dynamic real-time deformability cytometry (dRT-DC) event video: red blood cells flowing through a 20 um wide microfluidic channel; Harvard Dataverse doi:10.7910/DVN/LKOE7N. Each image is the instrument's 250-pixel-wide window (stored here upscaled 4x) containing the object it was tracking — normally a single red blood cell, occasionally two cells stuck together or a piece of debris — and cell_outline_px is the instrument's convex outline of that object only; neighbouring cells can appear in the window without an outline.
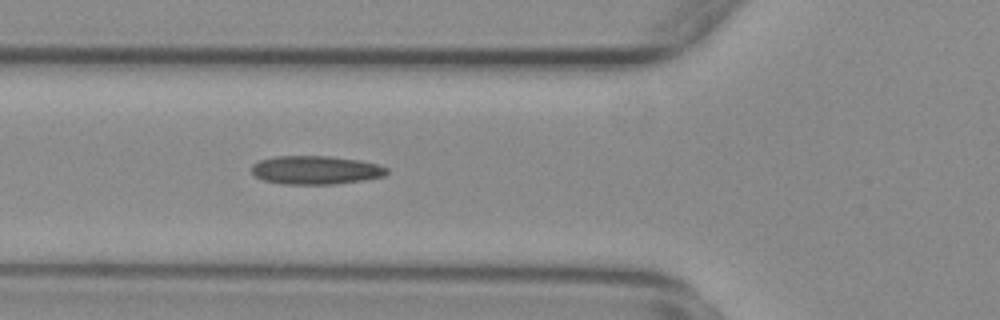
{"species": "common noctule bat (a hibernating species)", "species_latin": "Nyctalus noctula", "temperature_condition": "warm", "stored_images_in_passage": 43, "camera_frame_rate_fps": 3000, "um_per_image_px": 0.085, "animal": {"sex": "female", "body_mass_g": 29.2, "forearm_length_mm": 56.3}, "frame": {"image": 1, "passage_image": 8, "time_ms": 2.333, "image_size_px": [1000, 320], "cell_outline_px": [[388, 172], [384, 176], [364, 180], [336, 184], [280, 184], [264, 180], [256, 176], [252, 172], [252, 164], [260, 160], [276, 156], [332, 156], [360, 160], [376, 164], [388, 168]], "centroid_in_image_um": [26.84, 14.45], "position_along_channel_um": 99.0, "area_um2": 22.54}}
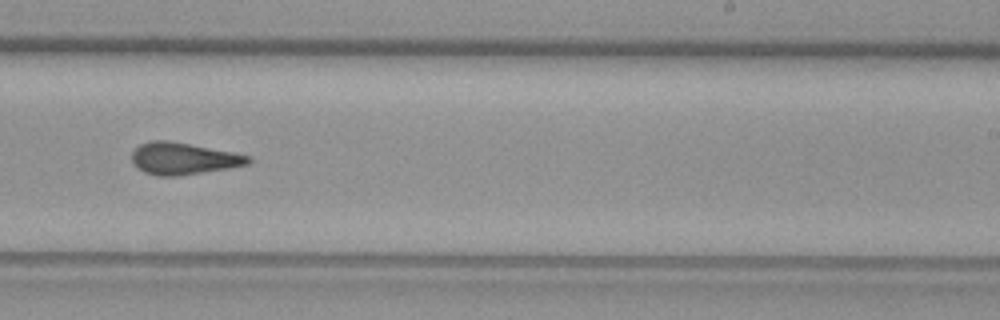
{"frame": {"image": 2, "passage_image": 22, "time_ms": 7.0, "image_size_px": [1000, 320], "cell_outline_px": [[252, 160], [248, 164], [228, 168], [180, 176], [156, 176], [144, 172], [136, 168], [132, 164], [132, 152], [140, 144], [152, 140], [168, 140], [232, 152], [248, 156]], "centroid_in_image_um": [15.53, 13.49], "position_along_channel_um": 273.5, "area_um2": 21.62}}
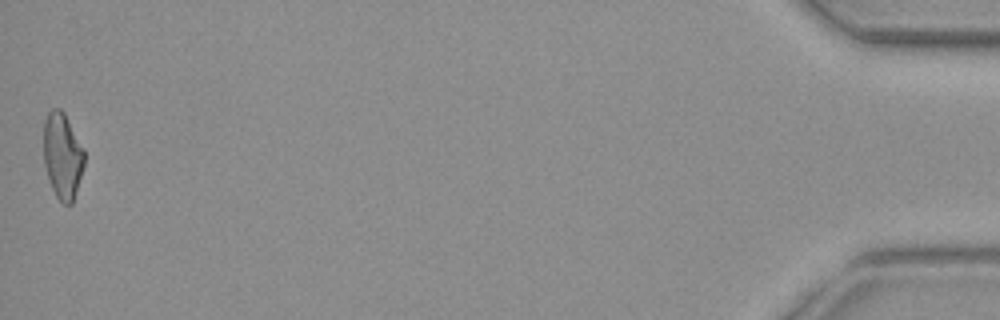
{"frame": {"image": 3, "passage_image": 43, "time_ms": 14.0, "image_size_px": [1000, 320], "cell_outline_px": [[84, 164], [72, 204], [64, 204], [56, 196], [52, 188], [44, 164], [44, 120], [48, 112], [52, 108], [60, 108], [64, 112], [84, 148]], "centroid_in_image_um": [5.31, 13.2], "position_along_channel_um": 429.9, "area_um2": 20.29}, "authors_computed_cell_mechanics": {"area_um2": 21.5016, "velocity_mm_per_s": 3.7405, "shape_relaxation_time_tau1_ms": null, "shape_relaxation_time_tau2_ms": 3.0283, "deformation_change_tau1": null, "deformation_change_tau2": 0.1266}}